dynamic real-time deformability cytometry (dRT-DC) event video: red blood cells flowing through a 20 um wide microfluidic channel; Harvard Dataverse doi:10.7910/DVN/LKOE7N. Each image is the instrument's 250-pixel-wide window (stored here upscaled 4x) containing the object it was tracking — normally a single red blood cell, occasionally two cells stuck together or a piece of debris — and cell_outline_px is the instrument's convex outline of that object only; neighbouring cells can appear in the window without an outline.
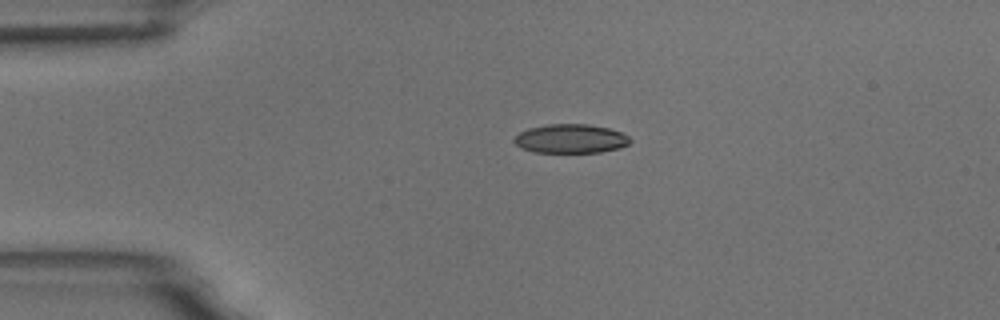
{"species": "common noctule bat (a hibernating species)", "species_latin": "Nyctalus noctula", "temperature_condition": "room temperature", "stored_images_in_passage": 2, "camera_frame_rate_fps": 3000, "um_per_image_px": 0.085, "animal": {"sex": "male", "body_mass_g": 18.8}, "frame": {"image": 1, "passage_image": 1, "time_ms": 0.0, "image_size_px": [1000, 320], "cell_outline_px": [[632, 140], [628, 144], [620, 148], [600, 152], [536, 152], [520, 148], [512, 140], [520, 132], [528, 128], [548, 124], [588, 124], [608, 128], [620, 132], [628, 136]], "centroid_in_image_um": [48.5, 11.79], "position_along_channel_um": 36.5, "area_um2": 19.54}}